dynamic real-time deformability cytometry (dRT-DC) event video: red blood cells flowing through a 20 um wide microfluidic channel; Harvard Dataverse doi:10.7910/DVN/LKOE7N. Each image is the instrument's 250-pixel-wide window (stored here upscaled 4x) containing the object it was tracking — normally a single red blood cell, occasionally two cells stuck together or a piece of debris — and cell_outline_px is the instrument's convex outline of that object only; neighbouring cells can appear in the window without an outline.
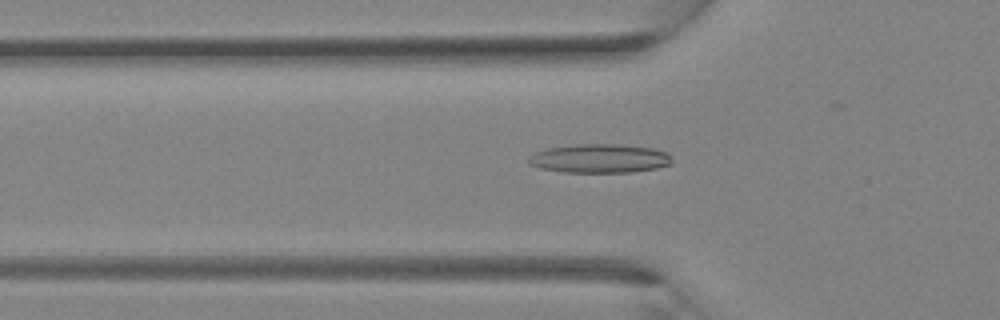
{"species": "Egyptian fruit bat (a non-hibernating species)", "species_latin": "Rousettus aegyptiacus", "temperature_condition": "room temperature", "stored_images_in_passage": 40, "camera_frame_rate_fps": 3000, "um_per_image_px": 0.085, "animal": {"sex": "female"}, "frame": {"image": 1, "passage_image": 14, "time_ms": 4.333, "image_size_px": [1000, 320], "cell_outline_px": [[672, 164], [656, 168], [632, 172], [564, 172], [540, 168], [528, 164], [528, 156], [544, 148], [576, 144], [620, 144], [652, 148], [668, 152], [672, 160]], "centroid_in_image_um": [50.95, 13.46], "position_along_channel_um": 74.8, "area_um2": 24.33}}
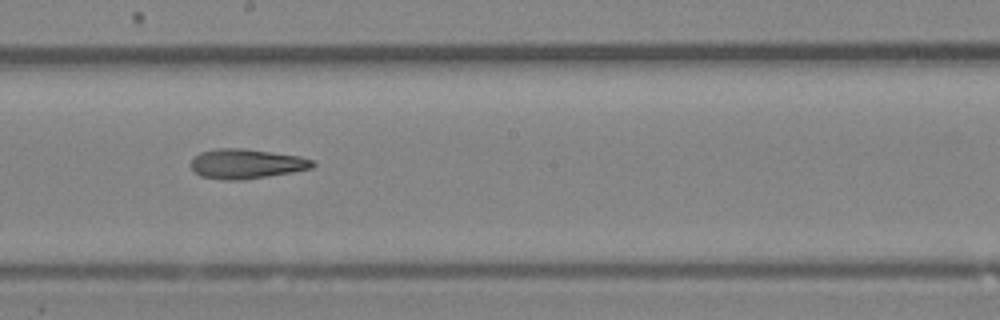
{"frame": {"image": 2, "passage_image": 23, "time_ms": 7.333, "image_size_px": [1000, 320], "cell_outline_px": [[316, 164], [312, 168], [292, 172], [244, 180], [224, 180], [200, 176], [192, 168], [192, 156], [200, 152], [216, 148], [244, 148], [300, 156], [312, 160]], "centroid_in_image_um": [20.93, 13.92], "position_along_channel_um": 227.3, "area_um2": 21.15}}
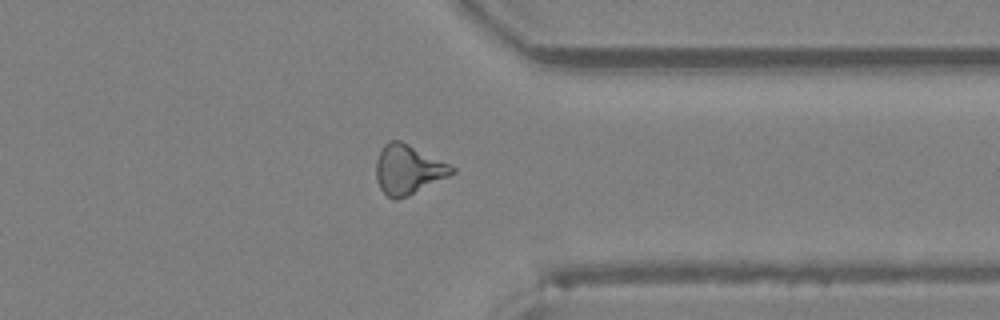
{"frame": {"image": 3, "passage_image": 32, "time_ms": 10.333, "image_size_px": [1000, 320], "cell_outline_px": [[456, 172], [408, 196], [396, 200], [388, 196], [380, 188], [376, 180], [376, 160], [384, 144], [388, 140], [400, 140], [452, 164], [456, 168]], "centroid_in_image_um": [34.7, 14.39], "position_along_channel_um": 376.7, "area_um2": 21.91}}